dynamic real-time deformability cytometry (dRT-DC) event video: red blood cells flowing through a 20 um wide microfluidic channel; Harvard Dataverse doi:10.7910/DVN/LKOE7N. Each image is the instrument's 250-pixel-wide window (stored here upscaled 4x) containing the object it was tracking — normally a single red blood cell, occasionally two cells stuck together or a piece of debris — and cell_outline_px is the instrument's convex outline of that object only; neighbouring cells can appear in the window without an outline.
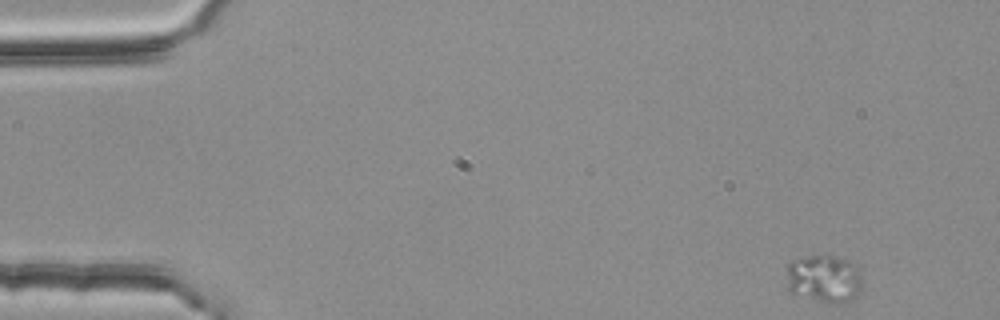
{"species": "common noctule bat (a hibernating species)", "species_latin": "Nyctalus noctula", "temperature_condition": "room temperature", "stored_images_in_passage": 50, "camera_frame_rate_fps": 3000, "um_per_image_px": 0.085, "animal": {"sex": "female", "body_mass_g": 25.1}, "frame": {"image": 1, "passage_image": 1, "time_ms": 0.0, "image_size_px": [1000, 320], "cell_outline_px": [[860, 292], [856, 296], [848, 300], [836, 304], [816, 300], [788, 292], [788, 264], [792, 260], [808, 256], [832, 256], [844, 260], [856, 268], [860, 276]], "centroid_in_image_um": [70.0, 23.71], "position_along_channel_um": 15.0, "area_um2": 20.52}}
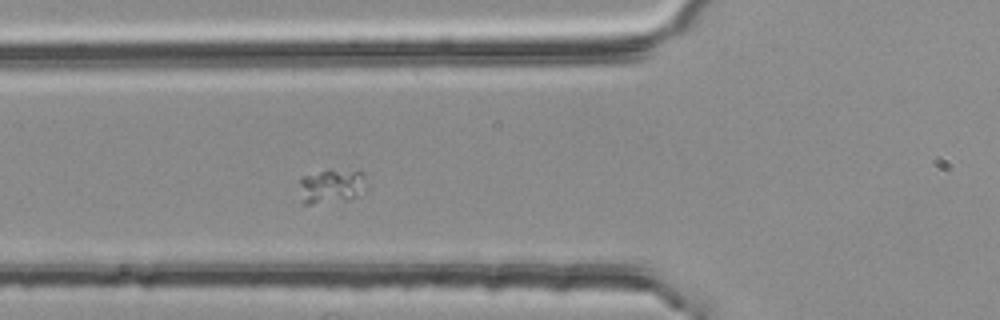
{"frame": {"image": 2, "passage_image": 17, "time_ms": 5.333, "image_size_px": [1000, 320], "cell_outline_px": [[364, 192], [360, 196], [348, 200], [312, 204], [304, 204], [300, 184], [300, 176], [328, 168], [360, 172], [364, 176]], "centroid_in_image_um": [28.17, 15.81], "position_along_channel_um": 97.6, "area_um2": 13.58}}
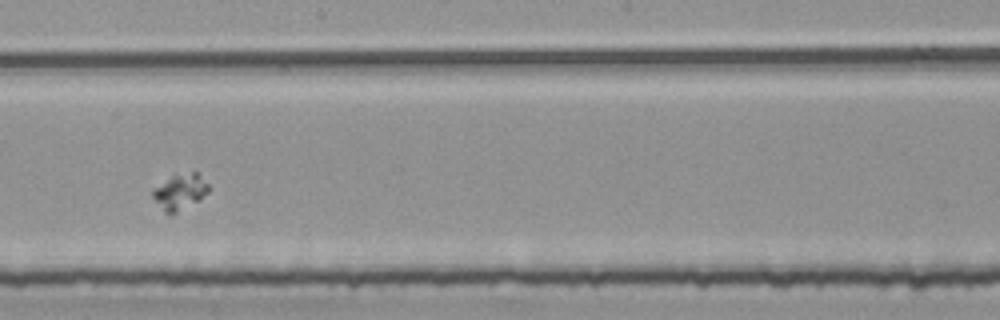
{"frame": {"image": 3, "passage_image": 28, "time_ms": 9.0, "image_size_px": [1000, 320], "cell_outline_px": [[208, 192], [200, 200], [168, 216], [164, 212], [152, 196], [152, 188], [172, 176], [192, 172], [196, 172], [208, 184]], "centroid_in_image_um": [15.27, 16.32], "position_along_channel_um": 232.9, "area_um2": 11.44}}